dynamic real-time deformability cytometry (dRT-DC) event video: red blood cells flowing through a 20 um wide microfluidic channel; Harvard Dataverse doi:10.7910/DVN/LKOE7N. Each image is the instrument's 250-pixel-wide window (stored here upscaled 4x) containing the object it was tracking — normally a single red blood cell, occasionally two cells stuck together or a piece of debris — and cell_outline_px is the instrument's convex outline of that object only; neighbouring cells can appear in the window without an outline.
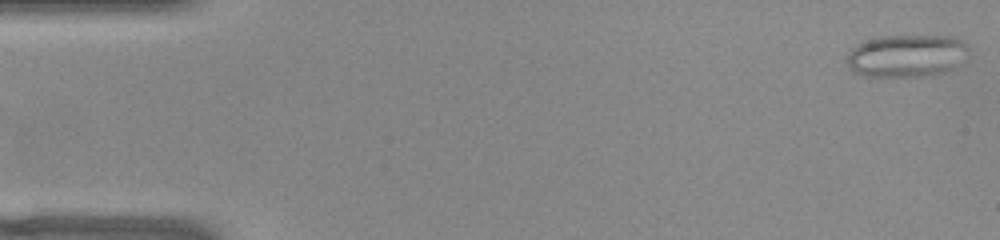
{"species": "common noctule bat (a hibernating species)", "species_latin": "Nyctalus noctula", "temperature_condition": "warm", "stored_images_in_passage": 52, "camera_frame_rate_fps": 3000, "um_per_image_px": 0.085, "animal": {"sex": "female", "body_mass_g": 22.0, "forearm_length_mm": 56.7}, "frame": {"image": 1, "passage_image": 1, "time_ms": 0.0, "image_size_px": [1000, 240], "cell_outline_px": [[968, 52], [956, 68], [932, 76], [864, 76], [856, 72], [848, 64], [848, 52], [856, 44], [880, 36], [948, 36], [960, 40], [968, 44]], "centroid_in_image_um": [77.09, 4.74], "position_along_channel_um": 7.9, "area_um2": 30.11}}
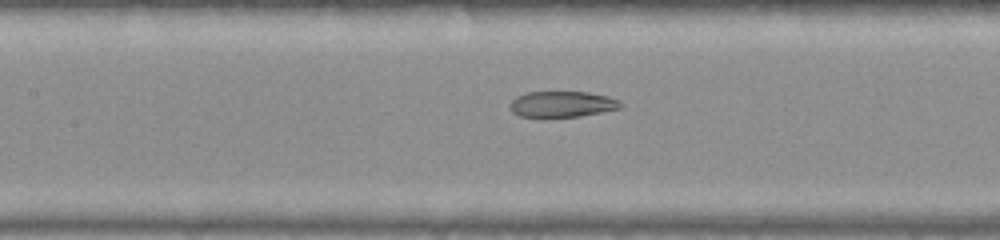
{"frame": {"image": 2, "passage_image": 23, "time_ms": 7.333, "image_size_px": [1000, 240], "cell_outline_px": [[624, 104], [620, 108], [580, 116], [520, 116], [512, 112], [512, 100], [516, 96], [528, 92], [588, 92], [608, 96], [620, 100]], "centroid_in_image_um": [47.83, 8.84], "position_along_channel_um": 159.6, "area_um2": 16.42}}
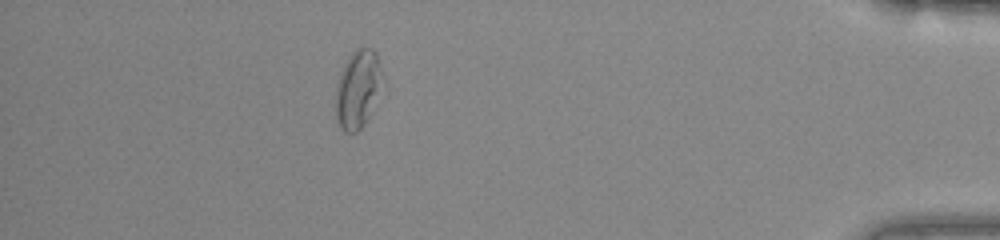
{"frame": {"image": 3, "passage_image": 46, "time_ms": 15.0, "image_size_px": [1000, 240], "cell_outline_px": [[380, 72], [368, 116], [364, 124], [356, 132], [344, 132], [340, 128], [336, 120], [336, 88], [340, 72], [344, 64], [352, 52], [356, 48], [372, 48], [376, 52], [380, 64]], "centroid_in_image_um": [30.32, 7.55], "position_along_channel_um": 404.9, "area_um2": 20.06}, "authors_computed_cell_mechanics": {"area_um2": 20.1722, "velocity_mm_per_s": 3.8701, "shape_relaxation_time_tau1_ms": null, "shape_relaxation_time_tau2_ms": 1.5149, "deformation_change_tau1": null, "deformation_change_tau2": 0.0772}}